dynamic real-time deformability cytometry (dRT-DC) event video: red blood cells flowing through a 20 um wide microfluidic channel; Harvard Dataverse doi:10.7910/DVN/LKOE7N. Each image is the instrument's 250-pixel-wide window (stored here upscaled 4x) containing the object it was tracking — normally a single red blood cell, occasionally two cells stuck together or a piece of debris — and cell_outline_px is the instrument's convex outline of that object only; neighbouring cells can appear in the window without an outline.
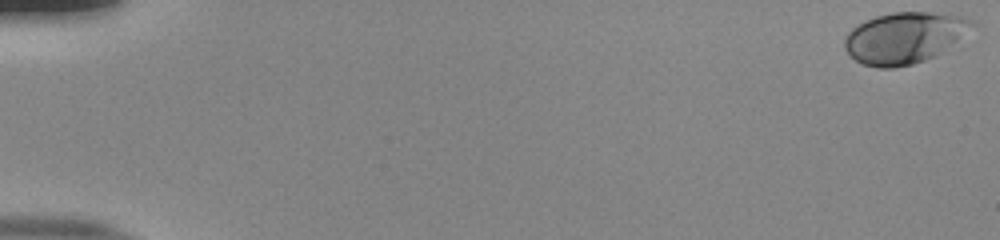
{"species": "human", "species_latin": "Homo sapiens", "temperature_condition": "room temperature", "stored_images_in_passage": 23, "camera_frame_rate_fps": 3000, "um_per_image_px": 0.085, "donor": {"sex": "male"}, "frame": {"image": 1, "passage_image": 1, "time_ms": 0.0, "image_size_px": [1000, 240], "cell_outline_px": [[976, 24], [936, 56], [912, 64], [892, 68], [880, 68], [864, 64], [856, 60], [844, 48], [844, 40], [848, 32], [852, 28], [864, 20], [876, 16], [892, 12], [928, 12], [960, 16], [972, 20]], "centroid_in_image_um": [76.83, 3.2], "position_along_channel_um": 8.2, "area_um2": 37.57}}
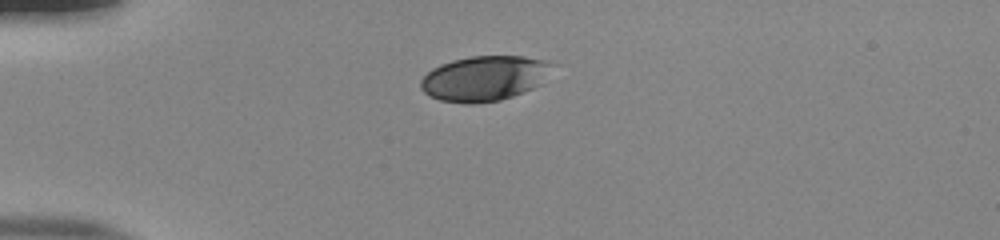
{"frame": {"image": 2, "passage_image": 15, "time_ms": 4.667, "image_size_px": [1000, 240], "cell_outline_px": [[556, 64], [540, 84], [532, 88], [512, 96], [500, 100], [472, 104], [464, 104], [440, 100], [428, 96], [420, 88], [420, 80], [432, 68], [440, 64], [452, 60], [468, 56], [524, 56], [548, 60]], "centroid_in_image_um": [41.17, 6.65], "position_along_channel_um": 43.8, "area_um2": 34.85}}
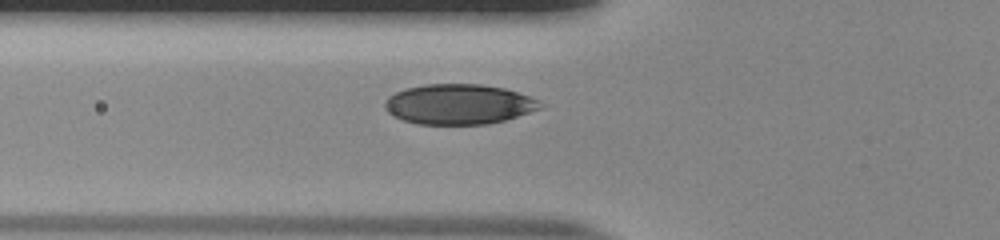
{"frame": {"image": 3, "passage_image": 21, "time_ms": 6.667, "image_size_px": [1000, 240], "cell_outline_px": [[544, 108], [504, 120], [488, 124], [420, 124], [404, 120], [392, 116], [384, 108], [384, 104], [388, 96], [404, 88], [424, 84], [480, 84], [504, 88], [540, 100], [544, 104]], "centroid_in_image_um": [39.0, 8.85], "position_along_channel_um": 86.8, "area_um2": 36.53}}